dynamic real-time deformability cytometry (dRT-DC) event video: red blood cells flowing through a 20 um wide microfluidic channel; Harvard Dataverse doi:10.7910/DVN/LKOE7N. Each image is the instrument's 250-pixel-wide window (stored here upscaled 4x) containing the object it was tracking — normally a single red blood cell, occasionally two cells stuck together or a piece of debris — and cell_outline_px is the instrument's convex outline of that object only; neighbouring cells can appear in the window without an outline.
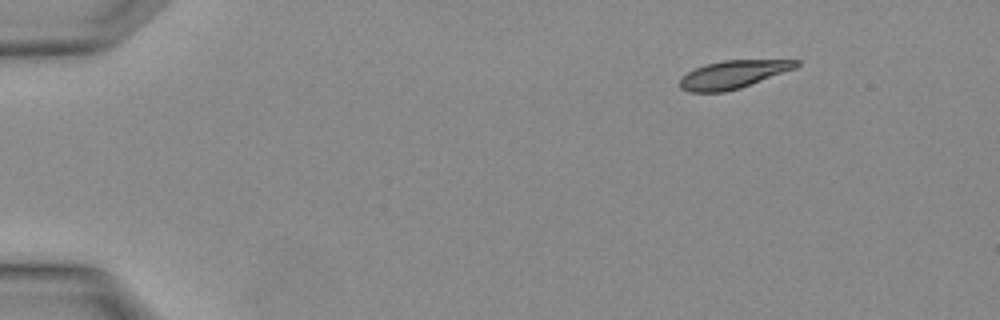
{"species": "Egyptian fruit bat (a non-hibernating species)", "species_latin": "Rousettus aegyptiacus", "temperature_condition": "warm", "stored_images_in_passage": 3, "camera_frame_rate_fps": 3000, "um_per_image_px": 0.085, "animal": {"sex": "female"}, "frame": {"image": 1, "passage_image": 1, "time_ms": 0.0, "image_size_px": [1000, 320], "cell_outline_px": [[800, 64], [796, 68], [740, 88], [724, 92], [688, 92], [680, 88], [680, 80], [688, 72], [696, 68], [708, 64], [724, 60], [800, 60]], "centroid_in_image_um": [62.33, 6.33], "position_along_channel_um": 22.7, "area_um2": 18.73}}
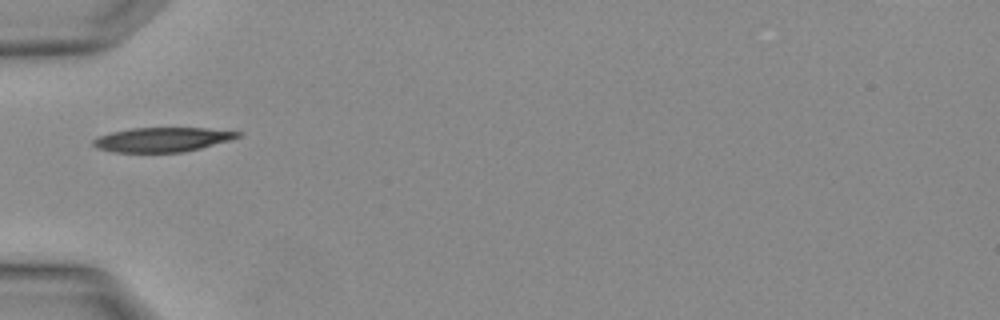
{"frame": {"image": 2, "passage_image": 3, "time_ms": 0.667, "image_size_px": [1000, 320], "cell_outline_px": [[244, 132], [240, 136], [232, 140], [184, 152], [112, 152], [96, 148], [92, 144], [92, 140], [100, 136], [112, 132], [132, 128], [204, 128]], "centroid_in_image_um": [13.81, 11.87], "position_along_channel_um": 71.2, "area_um2": 20.58}}